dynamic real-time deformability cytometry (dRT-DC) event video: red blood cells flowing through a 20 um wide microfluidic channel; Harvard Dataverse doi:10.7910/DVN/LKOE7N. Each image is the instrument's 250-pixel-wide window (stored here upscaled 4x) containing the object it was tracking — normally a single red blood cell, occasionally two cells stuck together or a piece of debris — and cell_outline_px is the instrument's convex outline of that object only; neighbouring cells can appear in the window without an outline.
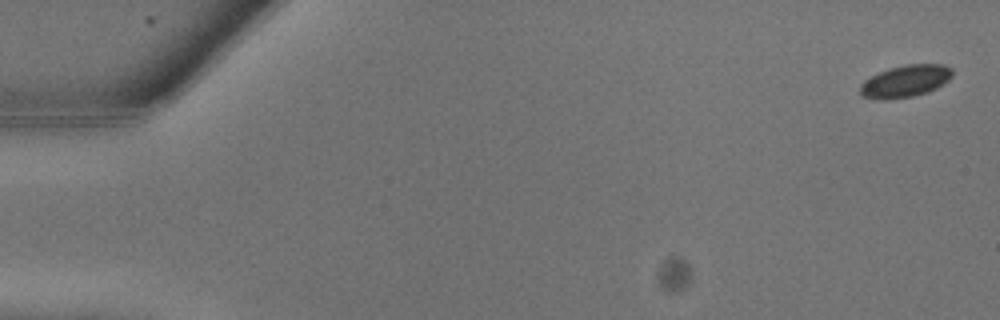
{"species": "common noctule bat (a hibernating species)", "species_latin": "Nyctalus noctula", "temperature_condition": "warm", "stored_images_in_passage": 18, "camera_frame_rate_fps": 3000, "um_per_image_px": 0.085, "animal": {"sex": "male", "body_mass_g": 13.3}, "frame": {"image": 1, "passage_image": 1, "time_ms": 0.0, "image_size_px": [1000, 320], "cell_outline_px": [[952, 76], [948, 80], [936, 88], [928, 92], [912, 96], [888, 100], [880, 100], [864, 96], [860, 92], [860, 84], [864, 80], [888, 68], [904, 64], [944, 64], [952, 68]], "centroid_in_image_um": [76.96, 6.89], "position_along_channel_um": 8.0, "area_um2": 17.28}}
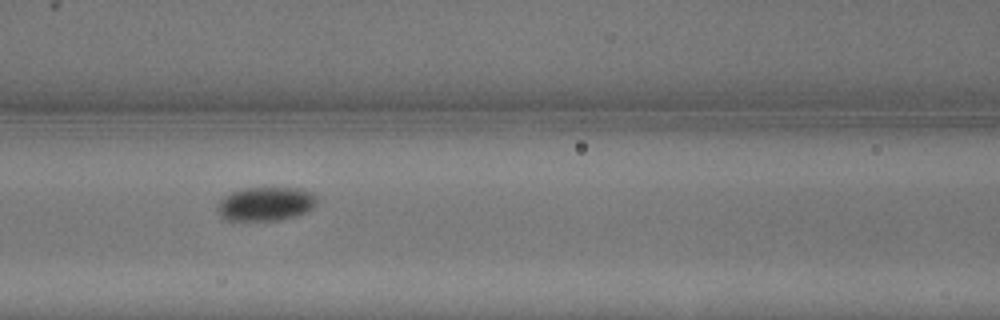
{"frame": {"image": 2, "passage_image": 12, "time_ms": 3.667, "image_size_px": [1000, 320], "cell_outline_px": [[316, 204], [308, 212], [296, 216], [280, 220], [228, 220], [220, 216], [216, 208], [220, 200], [232, 192], [248, 188], [296, 188], [308, 192], [316, 196]], "centroid_in_image_um": [22.58, 17.34], "position_along_channel_um": 144.0, "area_um2": 19.42}}
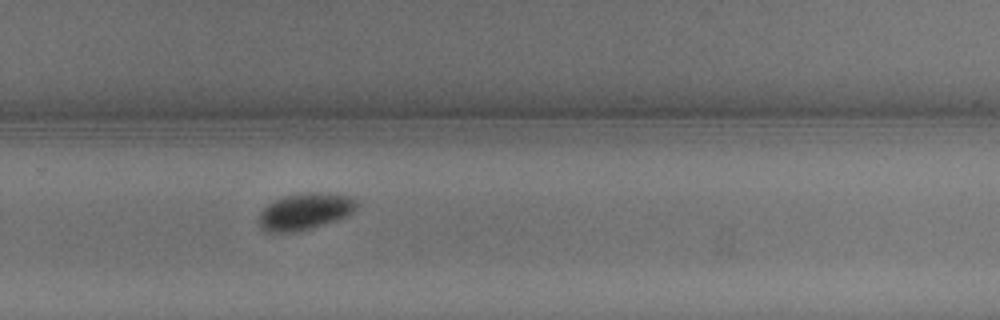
{"frame": {"image": 3, "passage_image": 18, "time_ms": 5.667, "image_size_px": [1000, 320], "cell_outline_px": [[356, 204], [352, 212], [336, 220], [324, 224], [296, 232], [264, 232], [260, 228], [260, 212], [268, 204], [284, 196], [308, 192], [316, 192], [352, 196], [356, 200]], "centroid_in_image_um": [25.89, 17.98], "position_along_channel_um": 303.9, "area_um2": 20.58}}